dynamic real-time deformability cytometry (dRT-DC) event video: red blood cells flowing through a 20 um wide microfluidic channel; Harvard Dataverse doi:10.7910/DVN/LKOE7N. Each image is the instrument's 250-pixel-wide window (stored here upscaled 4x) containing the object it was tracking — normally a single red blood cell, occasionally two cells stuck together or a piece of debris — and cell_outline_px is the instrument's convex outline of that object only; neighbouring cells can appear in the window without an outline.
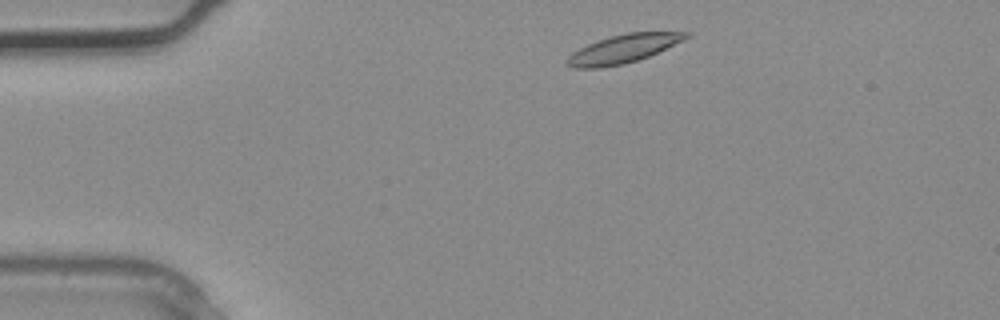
{"species": "common noctule bat (a hibernating species)", "species_latin": "Nyctalus noctula", "temperature_condition": "warm", "stored_images_in_passage": 2, "camera_frame_rate_fps": 3000, "um_per_image_px": 0.085, "animal": {"sex": "male", "body_mass_g": 20.4}, "frame": {"image": 1, "passage_image": 1, "time_ms": 0.0, "image_size_px": [1000, 320], "cell_outline_px": [[692, 36], [684, 40], [648, 56], [624, 64], [600, 68], [572, 68], [564, 64], [564, 60], [572, 52], [596, 40], [628, 32], [692, 32]], "centroid_in_image_um": [52.94, 4.15], "position_along_channel_um": 32.1, "area_um2": 19.77}}
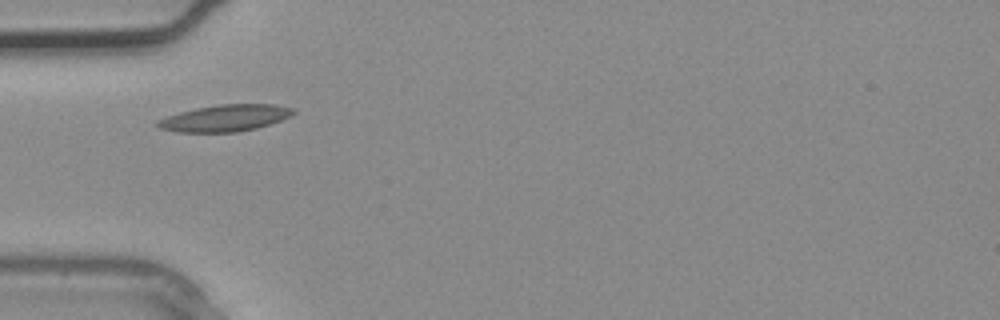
{"frame": {"image": 2, "passage_image": 2, "time_ms": 0.333, "image_size_px": [1000, 320], "cell_outline_px": [[296, 112], [280, 120], [256, 128], [236, 132], [176, 132], [160, 128], [156, 124], [156, 120], [180, 112], [196, 108], [220, 104], [272, 104], [296, 108]], "centroid_in_image_um": [19.12, 10.03], "position_along_channel_um": 65.9, "area_um2": 20.92}}